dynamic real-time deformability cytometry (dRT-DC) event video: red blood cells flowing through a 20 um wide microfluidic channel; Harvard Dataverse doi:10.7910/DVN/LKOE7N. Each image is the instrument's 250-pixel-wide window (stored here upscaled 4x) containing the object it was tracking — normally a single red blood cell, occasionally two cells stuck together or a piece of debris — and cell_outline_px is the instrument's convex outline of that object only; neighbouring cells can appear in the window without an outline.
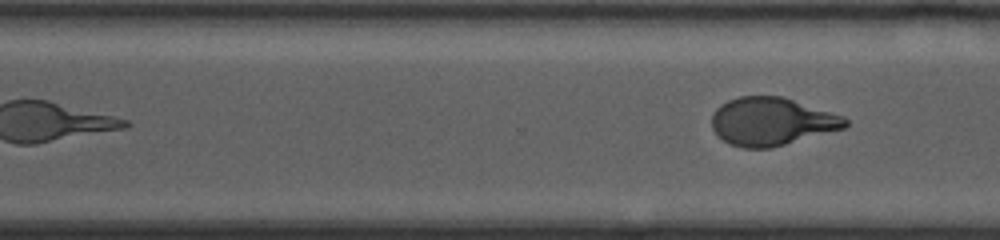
{"species": "human", "species_latin": "Homo sapiens", "temperature_condition": "warm", "stored_images_in_passage": 20, "segment_of_instrument_passage": [2, 2], "camera_frame_rate_fps": 3000, "um_per_image_px": 0.085, "donor": {"sex": "female"}, "frame": {"image": 1, "passage_image": 20, "time_ms": 6.333, "image_size_px": [1000, 240], "cell_outline_px": [[848, 124], [844, 128], [784, 144], [768, 148], [744, 148], [732, 144], [724, 140], [712, 128], [712, 116], [716, 108], [720, 104], [728, 100], [740, 96], [780, 96], [844, 116], [848, 120]], "centroid_in_image_um": [65.57, 10.31], "position_along_channel_um": 305.0, "area_um2": 36.76}}